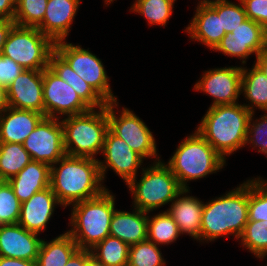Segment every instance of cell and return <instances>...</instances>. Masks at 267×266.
I'll return each mask as SVG.
<instances>
[{"label":"cell","mask_w":267,"mask_h":266,"mask_svg":"<svg viewBox=\"0 0 267 266\" xmlns=\"http://www.w3.org/2000/svg\"><path fill=\"white\" fill-rule=\"evenodd\" d=\"M81 0H48L42 23L37 27L54 43L66 41Z\"/></svg>","instance_id":"d6986e66"},{"label":"cell","mask_w":267,"mask_h":266,"mask_svg":"<svg viewBox=\"0 0 267 266\" xmlns=\"http://www.w3.org/2000/svg\"><path fill=\"white\" fill-rule=\"evenodd\" d=\"M86 250L78 249L68 260L65 266H85Z\"/></svg>","instance_id":"ee69618b"},{"label":"cell","mask_w":267,"mask_h":266,"mask_svg":"<svg viewBox=\"0 0 267 266\" xmlns=\"http://www.w3.org/2000/svg\"><path fill=\"white\" fill-rule=\"evenodd\" d=\"M55 43L36 27L14 25L4 44L3 55L27 70H44L49 66Z\"/></svg>","instance_id":"ba28073f"},{"label":"cell","mask_w":267,"mask_h":266,"mask_svg":"<svg viewBox=\"0 0 267 266\" xmlns=\"http://www.w3.org/2000/svg\"><path fill=\"white\" fill-rule=\"evenodd\" d=\"M9 108L7 88L0 85V114Z\"/></svg>","instance_id":"bcb514c9"},{"label":"cell","mask_w":267,"mask_h":266,"mask_svg":"<svg viewBox=\"0 0 267 266\" xmlns=\"http://www.w3.org/2000/svg\"><path fill=\"white\" fill-rule=\"evenodd\" d=\"M267 256V251H265L258 259H260V260H264V258ZM265 266H267V264L265 265Z\"/></svg>","instance_id":"f907efd6"},{"label":"cell","mask_w":267,"mask_h":266,"mask_svg":"<svg viewBox=\"0 0 267 266\" xmlns=\"http://www.w3.org/2000/svg\"><path fill=\"white\" fill-rule=\"evenodd\" d=\"M241 94L246 100L243 105L251 113L255 109L267 112V77L255 64L251 69L242 66Z\"/></svg>","instance_id":"484cf974"},{"label":"cell","mask_w":267,"mask_h":266,"mask_svg":"<svg viewBox=\"0 0 267 266\" xmlns=\"http://www.w3.org/2000/svg\"><path fill=\"white\" fill-rule=\"evenodd\" d=\"M216 1H223V0H199L197 5H208Z\"/></svg>","instance_id":"c3c4849f"},{"label":"cell","mask_w":267,"mask_h":266,"mask_svg":"<svg viewBox=\"0 0 267 266\" xmlns=\"http://www.w3.org/2000/svg\"><path fill=\"white\" fill-rule=\"evenodd\" d=\"M247 222L248 180L204 203L200 242L210 243L226 236H234L239 241Z\"/></svg>","instance_id":"7a4b0ae2"},{"label":"cell","mask_w":267,"mask_h":266,"mask_svg":"<svg viewBox=\"0 0 267 266\" xmlns=\"http://www.w3.org/2000/svg\"><path fill=\"white\" fill-rule=\"evenodd\" d=\"M114 1H116V0H104V5L109 6Z\"/></svg>","instance_id":"681fc988"},{"label":"cell","mask_w":267,"mask_h":266,"mask_svg":"<svg viewBox=\"0 0 267 266\" xmlns=\"http://www.w3.org/2000/svg\"><path fill=\"white\" fill-rule=\"evenodd\" d=\"M23 147L30 154L32 161L49 166L57 163L66 154L60 119L44 117L23 142Z\"/></svg>","instance_id":"7c38bea8"},{"label":"cell","mask_w":267,"mask_h":266,"mask_svg":"<svg viewBox=\"0 0 267 266\" xmlns=\"http://www.w3.org/2000/svg\"><path fill=\"white\" fill-rule=\"evenodd\" d=\"M254 64L265 74L267 77V47L255 58Z\"/></svg>","instance_id":"f6af8a7d"},{"label":"cell","mask_w":267,"mask_h":266,"mask_svg":"<svg viewBox=\"0 0 267 266\" xmlns=\"http://www.w3.org/2000/svg\"><path fill=\"white\" fill-rule=\"evenodd\" d=\"M267 47V31L257 22L246 19L232 32L225 34L213 51L240 59L242 66L249 56L257 57Z\"/></svg>","instance_id":"9a60e30c"},{"label":"cell","mask_w":267,"mask_h":266,"mask_svg":"<svg viewBox=\"0 0 267 266\" xmlns=\"http://www.w3.org/2000/svg\"><path fill=\"white\" fill-rule=\"evenodd\" d=\"M24 70L18 63L2 54L0 56V85L7 88Z\"/></svg>","instance_id":"ab89813d"},{"label":"cell","mask_w":267,"mask_h":266,"mask_svg":"<svg viewBox=\"0 0 267 266\" xmlns=\"http://www.w3.org/2000/svg\"><path fill=\"white\" fill-rule=\"evenodd\" d=\"M60 121L67 155L96 159L102 153L109 129L107 105L83 114L64 117Z\"/></svg>","instance_id":"8992f818"},{"label":"cell","mask_w":267,"mask_h":266,"mask_svg":"<svg viewBox=\"0 0 267 266\" xmlns=\"http://www.w3.org/2000/svg\"><path fill=\"white\" fill-rule=\"evenodd\" d=\"M9 107L44 114L43 70L25 69L7 87Z\"/></svg>","instance_id":"2e32d148"},{"label":"cell","mask_w":267,"mask_h":266,"mask_svg":"<svg viewBox=\"0 0 267 266\" xmlns=\"http://www.w3.org/2000/svg\"><path fill=\"white\" fill-rule=\"evenodd\" d=\"M15 22L12 20H0V56L3 53L4 44Z\"/></svg>","instance_id":"b9f144b4"},{"label":"cell","mask_w":267,"mask_h":266,"mask_svg":"<svg viewBox=\"0 0 267 266\" xmlns=\"http://www.w3.org/2000/svg\"><path fill=\"white\" fill-rule=\"evenodd\" d=\"M181 141L165 164L182 189H190V181L206 178L226 166V161L196 130Z\"/></svg>","instance_id":"5b68a950"},{"label":"cell","mask_w":267,"mask_h":266,"mask_svg":"<svg viewBox=\"0 0 267 266\" xmlns=\"http://www.w3.org/2000/svg\"><path fill=\"white\" fill-rule=\"evenodd\" d=\"M161 212L153 216H150L151 212H148L147 240L158 246L171 245L182 234L167 210Z\"/></svg>","instance_id":"f1b7e54d"},{"label":"cell","mask_w":267,"mask_h":266,"mask_svg":"<svg viewBox=\"0 0 267 266\" xmlns=\"http://www.w3.org/2000/svg\"><path fill=\"white\" fill-rule=\"evenodd\" d=\"M7 182L12 187L18 200L23 203L35 193L50 186V166L46 163L31 161Z\"/></svg>","instance_id":"cb8c5ba5"},{"label":"cell","mask_w":267,"mask_h":266,"mask_svg":"<svg viewBox=\"0 0 267 266\" xmlns=\"http://www.w3.org/2000/svg\"><path fill=\"white\" fill-rule=\"evenodd\" d=\"M59 205L63 207L49 186L21 203L18 224L28 231L42 234L41 232L46 230L48 222Z\"/></svg>","instance_id":"ac0fdd59"},{"label":"cell","mask_w":267,"mask_h":266,"mask_svg":"<svg viewBox=\"0 0 267 266\" xmlns=\"http://www.w3.org/2000/svg\"><path fill=\"white\" fill-rule=\"evenodd\" d=\"M103 184L98 158L65 154L50 166V187L65 209L101 195L108 189Z\"/></svg>","instance_id":"6da1fadb"},{"label":"cell","mask_w":267,"mask_h":266,"mask_svg":"<svg viewBox=\"0 0 267 266\" xmlns=\"http://www.w3.org/2000/svg\"><path fill=\"white\" fill-rule=\"evenodd\" d=\"M91 254L105 266H127L129 246L122 240L107 236L90 249Z\"/></svg>","instance_id":"4dcf8cb0"},{"label":"cell","mask_w":267,"mask_h":266,"mask_svg":"<svg viewBox=\"0 0 267 266\" xmlns=\"http://www.w3.org/2000/svg\"><path fill=\"white\" fill-rule=\"evenodd\" d=\"M203 206V201L196 196H190V189H183L171 202L167 212L178 225L182 235L187 234L200 242Z\"/></svg>","instance_id":"ffe728a7"},{"label":"cell","mask_w":267,"mask_h":266,"mask_svg":"<svg viewBox=\"0 0 267 266\" xmlns=\"http://www.w3.org/2000/svg\"><path fill=\"white\" fill-rule=\"evenodd\" d=\"M48 0H16L14 22L24 27H38L44 18Z\"/></svg>","instance_id":"e575fe53"},{"label":"cell","mask_w":267,"mask_h":266,"mask_svg":"<svg viewBox=\"0 0 267 266\" xmlns=\"http://www.w3.org/2000/svg\"><path fill=\"white\" fill-rule=\"evenodd\" d=\"M15 224L0 225V256L37 261L42 238Z\"/></svg>","instance_id":"e0dca14e"},{"label":"cell","mask_w":267,"mask_h":266,"mask_svg":"<svg viewBox=\"0 0 267 266\" xmlns=\"http://www.w3.org/2000/svg\"><path fill=\"white\" fill-rule=\"evenodd\" d=\"M16 0H0V20H14Z\"/></svg>","instance_id":"60d3db41"},{"label":"cell","mask_w":267,"mask_h":266,"mask_svg":"<svg viewBox=\"0 0 267 266\" xmlns=\"http://www.w3.org/2000/svg\"><path fill=\"white\" fill-rule=\"evenodd\" d=\"M190 24L183 30L192 41L201 42L214 50L225 36V31L222 29L221 16L208 4L197 5L195 7Z\"/></svg>","instance_id":"44dd1931"},{"label":"cell","mask_w":267,"mask_h":266,"mask_svg":"<svg viewBox=\"0 0 267 266\" xmlns=\"http://www.w3.org/2000/svg\"><path fill=\"white\" fill-rule=\"evenodd\" d=\"M255 115V112L251 113L245 145H250L253 150L257 149L258 153L264 154L267 150V113L254 120Z\"/></svg>","instance_id":"74e56055"},{"label":"cell","mask_w":267,"mask_h":266,"mask_svg":"<svg viewBox=\"0 0 267 266\" xmlns=\"http://www.w3.org/2000/svg\"><path fill=\"white\" fill-rule=\"evenodd\" d=\"M118 107V101L107 103L109 129L144 160L150 158L153 163L160 161L153 132L132 110L124 106L119 111Z\"/></svg>","instance_id":"9c48e42d"},{"label":"cell","mask_w":267,"mask_h":266,"mask_svg":"<svg viewBox=\"0 0 267 266\" xmlns=\"http://www.w3.org/2000/svg\"><path fill=\"white\" fill-rule=\"evenodd\" d=\"M242 66L212 68L195 82L193 89L212 97L209 107L236 104L241 95Z\"/></svg>","instance_id":"4fadbf2b"},{"label":"cell","mask_w":267,"mask_h":266,"mask_svg":"<svg viewBox=\"0 0 267 266\" xmlns=\"http://www.w3.org/2000/svg\"><path fill=\"white\" fill-rule=\"evenodd\" d=\"M141 170L140 180L136 176L126 185L132 194V206L141 211L153 212L170 205L183 190L164 160L149 163Z\"/></svg>","instance_id":"52a82bcc"},{"label":"cell","mask_w":267,"mask_h":266,"mask_svg":"<svg viewBox=\"0 0 267 266\" xmlns=\"http://www.w3.org/2000/svg\"><path fill=\"white\" fill-rule=\"evenodd\" d=\"M159 247L162 246L149 240L129 246L127 266H165L166 260Z\"/></svg>","instance_id":"836d02e7"},{"label":"cell","mask_w":267,"mask_h":266,"mask_svg":"<svg viewBox=\"0 0 267 266\" xmlns=\"http://www.w3.org/2000/svg\"><path fill=\"white\" fill-rule=\"evenodd\" d=\"M55 51L70 65V67L107 102H115L110 86V77L107 75L102 60L93 54L89 48L81 45L60 41L55 43Z\"/></svg>","instance_id":"30bf717a"},{"label":"cell","mask_w":267,"mask_h":266,"mask_svg":"<svg viewBox=\"0 0 267 266\" xmlns=\"http://www.w3.org/2000/svg\"><path fill=\"white\" fill-rule=\"evenodd\" d=\"M21 202L7 181H0V225L18 223Z\"/></svg>","instance_id":"8d00e7d4"},{"label":"cell","mask_w":267,"mask_h":266,"mask_svg":"<svg viewBox=\"0 0 267 266\" xmlns=\"http://www.w3.org/2000/svg\"><path fill=\"white\" fill-rule=\"evenodd\" d=\"M104 160H99V169L104 183L108 168L112 169L127 185L143 168L144 159L133 151L121 138L110 129L106 132L101 154Z\"/></svg>","instance_id":"5bb4252c"},{"label":"cell","mask_w":267,"mask_h":266,"mask_svg":"<svg viewBox=\"0 0 267 266\" xmlns=\"http://www.w3.org/2000/svg\"><path fill=\"white\" fill-rule=\"evenodd\" d=\"M85 266H105L101 261L96 259L90 252V250H86V262Z\"/></svg>","instance_id":"7dc6e473"},{"label":"cell","mask_w":267,"mask_h":266,"mask_svg":"<svg viewBox=\"0 0 267 266\" xmlns=\"http://www.w3.org/2000/svg\"><path fill=\"white\" fill-rule=\"evenodd\" d=\"M251 112L243 104L209 107L196 131L226 161L240 148L245 147Z\"/></svg>","instance_id":"3957f363"},{"label":"cell","mask_w":267,"mask_h":266,"mask_svg":"<svg viewBox=\"0 0 267 266\" xmlns=\"http://www.w3.org/2000/svg\"><path fill=\"white\" fill-rule=\"evenodd\" d=\"M177 0H135L129 12L138 13L148 25L166 27Z\"/></svg>","instance_id":"f546056e"},{"label":"cell","mask_w":267,"mask_h":266,"mask_svg":"<svg viewBox=\"0 0 267 266\" xmlns=\"http://www.w3.org/2000/svg\"><path fill=\"white\" fill-rule=\"evenodd\" d=\"M132 209L131 212L115 209L110 223V236L128 246L147 240L148 212Z\"/></svg>","instance_id":"603a6c76"},{"label":"cell","mask_w":267,"mask_h":266,"mask_svg":"<svg viewBox=\"0 0 267 266\" xmlns=\"http://www.w3.org/2000/svg\"><path fill=\"white\" fill-rule=\"evenodd\" d=\"M78 249L77 243L67 231L49 242L42 239L36 266H65Z\"/></svg>","instance_id":"4316f807"},{"label":"cell","mask_w":267,"mask_h":266,"mask_svg":"<svg viewBox=\"0 0 267 266\" xmlns=\"http://www.w3.org/2000/svg\"><path fill=\"white\" fill-rule=\"evenodd\" d=\"M43 101L44 115L50 118L62 119L91 110L73 87L63 81L49 66L43 70Z\"/></svg>","instance_id":"8fae6325"},{"label":"cell","mask_w":267,"mask_h":266,"mask_svg":"<svg viewBox=\"0 0 267 266\" xmlns=\"http://www.w3.org/2000/svg\"><path fill=\"white\" fill-rule=\"evenodd\" d=\"M239 244L257 259L267 251V220H248Z\"/></svg>","instance_id":"d6a6232c"},{"label":"cell","mask_w":267,"mask_h":266,"mask_svg":"<svg viewBox=\"0 0 267 266\" xmlns=\"http://www.w3.org/2000/svg\"><path fill=\"white\" fill-rule=\"evenodd\" d=\"M248 220H267V179H248Z\"/></svg>","instance_id":"1f68e13d"},{"label":"cell","mask_w":267,"mask_h":266,"mask_svg":"<svg viewBox=\"0 0 267 266\" xmlns=\"http://www.w3.org/2000/svg\"><path fill=\"white\" fill-rule=\"evenodd\" d=\"M115 195L106 189L101 195L72 204L67 232L79 249L90 250L110 236V223L116 208Z\"/></svg>","instance_id":"277c9868"},{"label":"cell","mask_w":267,"mask_h":266,"mask_svg":"<svg viewBox=\"0 0 267 266\" xmlns=\"http://www.w3.org/2000/svg\"><path fill=\"white\" fill-rule=\"evenodd\" d=\"M32 158L23 144L0 143V181H8L22 171Z\"/></svg>","instance_id":"83f0119b"},{"label":"cell","mask_w":267,"mask_h":266,"mask_svg":"<svg viewBox=\"0 0 267 266\" xmlns=\"http://www.w3.org/2000/svg\"><path fill=\"white\" fill-rule=\"evenodd\" d=\"M247 19L260 24L267 31V0H240Z\"/></svg>","instance_id":"f35d334b"},{"label":"cell","mask_w":267,"mask_h":266,"mask_svg":"<svg viewBox=\"0 0 267 266\" xmlns=\"http://www.w3.org/2000/svg\"><path fill=\"white\" fill-rule=\"evenodd\" d=\"M0 266H36V261L0 256Z\"/></svg>","instance_id":"7bdbcfd3"},{"label":"cell","mask_w":267,"mask_h":266,"mask_svg":"<svg viewBox=\"0 0 267 266\" xmlns=\"http://www.w3.org/2000/svg\"><path fill=\"white\" fill-rule=\"evenodd\" d=\"M44 114L9 107L0 114V143L23 144Z\"/></svg>","instance_id":"7402d4cb"},{"label":"cell","mask_w":267,"mask_h":266,"mask_svg":"<svg viewBox=\"0 0 267 266\" xmlns=\"http://www.w3.org/2000/svg\"><path fill=\"white\" fill-rule=\"evenodd\" d=\"M238 2L240 3L223 0L209 4L221 16L222 29L226 34L232 32L247 19L243 4L240 0Z\"/></svg>","instance_id":"d590c367"},{"label":"cell","mask_w":267,"mask_h":266,"mask_svg":"<svg viewBox=\"0 0 267 266\" xmlns=\"http://www.w3.org/2000/svg\"><path fill=\"white\" fill-rule=\"evenodd\" d=\"M49 67L65 82L73 87L80 99L90 108L106 107L107 102L85 82L70 65L56 52L51 54Z\"/></svg>","instance_id":"d4e9b609"}]
</instances>
